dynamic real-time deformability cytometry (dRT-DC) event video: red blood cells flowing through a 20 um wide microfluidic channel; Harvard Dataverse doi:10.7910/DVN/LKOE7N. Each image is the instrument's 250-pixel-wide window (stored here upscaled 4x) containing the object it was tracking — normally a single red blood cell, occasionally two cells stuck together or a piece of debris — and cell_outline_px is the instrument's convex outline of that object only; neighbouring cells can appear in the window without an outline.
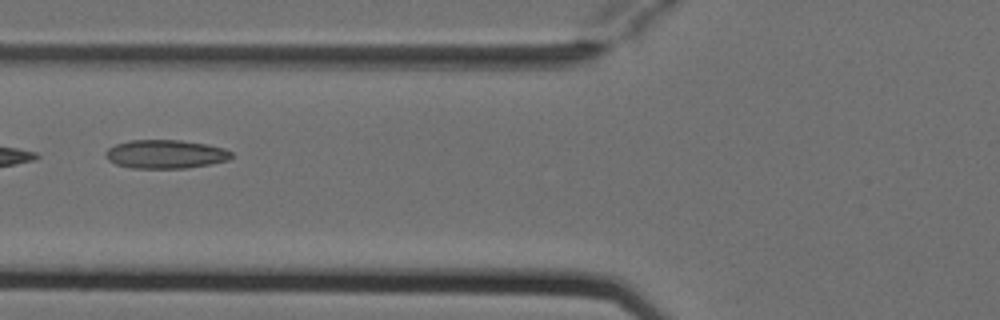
{"species": "Egyptian fruit bat (a non-hibernating species)", "species_latin": "Rousettus aegyptiacus", "temperature_condition": "cold", "stored_images_in_passage": 4, "camera_frame_rate_fps": 3000, "um_per_image_px": 0.085, "animal": {"sex": "female"}, "frame": {"image": 1, "passage_image": 2, "time_ms": 0.333, "image_size_px": [1000, 320], "cell_outline_px": [[232, 156], [228, 160], [188, 168], [132, 168], [116, 164], [108, 160], [104, 156], [104, 152], [108, 148], [116, 144], [128, 140], [180, 140], [208, 144], [224, 148], [232, 152]], "centroid_in_image_um": [14.04, 13.1], "position_along_channel_um": 111.8, "area_um2": 21.1}}
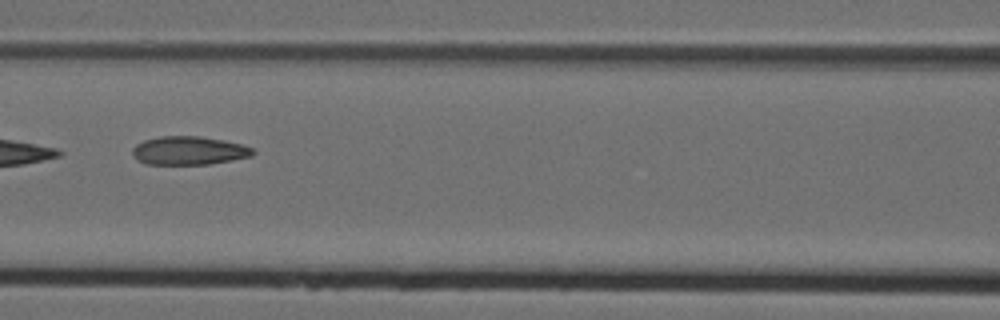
{"frame": {"image": 2, "passage_image": 3, "time_ms": 0.667, "image_size_px": [1000, 320], "cell_outline_px": [[256, 152], [252, 156], [232, 160], [208, 164], [144, 164], [136, 160], [132, 156], [132, 148], [136, 144], [144, 140], [160, 136], [200, 136], [224, 140], [244, 144], [252, 148]], "centroid_in_image_um": [16.05, 12.8], "position_along_channel_um": 150.6, "area_um2": 20.23}}
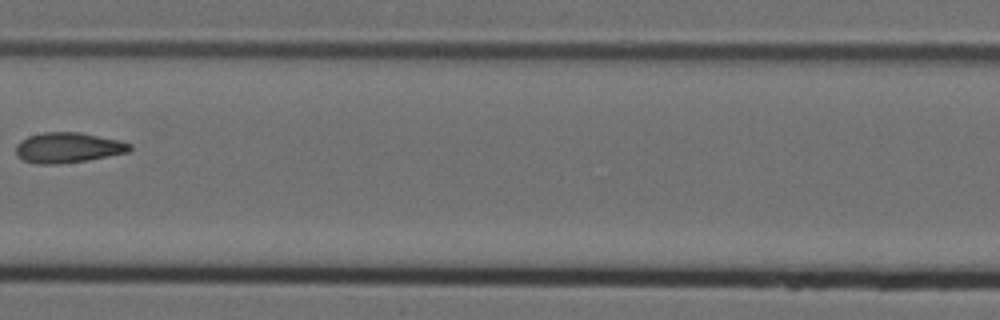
{"frame": {"image": 3, "passage_image": 4, "time_ms": 1.0, "image_size_px": [1000, 320], "cell_outline_px": [[132, 148], [128, 152], [88, 160], [56, 164], [36, 164], [24, 160], [16, 156], [16, 144], [20, 140], [28, 136], [44, 132], [80, 132], [120, 140], [132, 144]], "centroid_in_image_um": [5.77, 12.54], "position_along_channel_um": 201.6, "area_um2": 20.23}}